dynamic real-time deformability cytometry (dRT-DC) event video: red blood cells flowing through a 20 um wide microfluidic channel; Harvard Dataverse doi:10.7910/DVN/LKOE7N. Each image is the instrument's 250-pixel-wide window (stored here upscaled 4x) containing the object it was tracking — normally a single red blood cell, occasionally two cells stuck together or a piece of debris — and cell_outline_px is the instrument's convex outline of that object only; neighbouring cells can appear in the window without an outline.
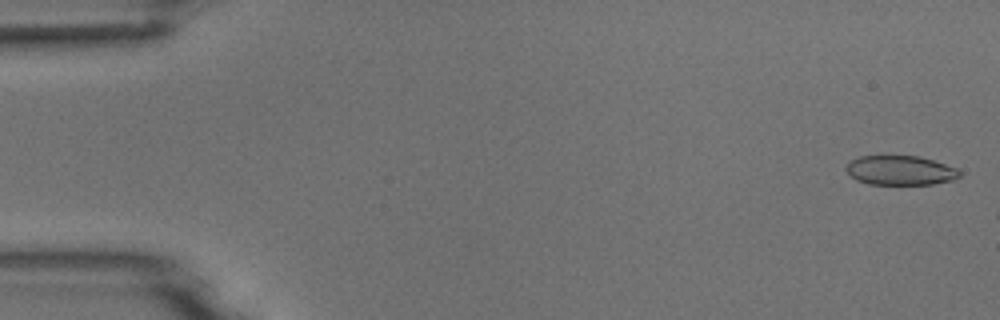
{"species": "common noctule bat (a hibernating species)", "species_latin": "Nyctalus noctula", "temperature_condition": "room temperature", "stored_images_in_passage": 5, "camera_frame_rate_fps": 3000, "um_per_image_px": 0.085, "animal": {"sex": "male", "body_mass_g": 18.8}, "frame": {"image": 1, "passage_image": 1, "time_ms": 0.0, "image_size_px": [1000, 320], "cell_outline_px": [[960, 176], [952, 180], [932, 184], [868, 184], [856, 180], [844, 168], [852, 160], [860, 156], [920, 156], [956, 168], [960, 172]], "centroid_in_image_um": [76.51, 14.48], "position_along_channel_um": 8.5, "area_um2": 19.25}}